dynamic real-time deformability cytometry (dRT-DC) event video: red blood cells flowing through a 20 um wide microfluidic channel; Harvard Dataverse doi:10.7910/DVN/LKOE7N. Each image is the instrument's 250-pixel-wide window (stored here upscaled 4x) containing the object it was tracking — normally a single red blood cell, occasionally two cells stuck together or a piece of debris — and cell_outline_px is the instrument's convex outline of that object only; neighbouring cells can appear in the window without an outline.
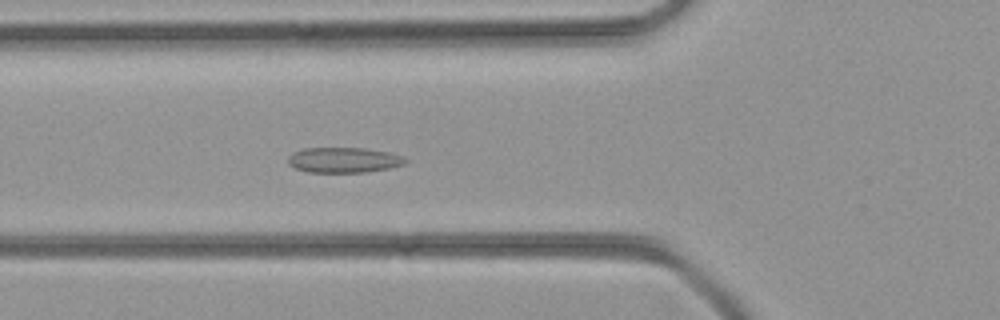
{"species": "common noctule bat (a hibernating species)", "species_latin": "Nyctalus noctula", "temperature_condition": "room temperature", "stored_images_in_passage": 44, "camera_frame_rate_fps": 3000, "um_per_image_px": 0.085, "animal": {"sex": "female", "body_mass_g": 21.9}, "frame": {"image": 1, "passage_image": 16, "time_ms": 5.0, "image_size_px": [1000, 320], "cell_outline_px": [[408, 160], [404, 164], [388, 168], [364, 172], [308, 172], [296, 168], [288, 164], [288, 156], [292, 152], [304, 148], [364, 148], [388, 152], [404, 156]], "centroid_in_image_um": [29.2, 13.59], "position_along_channel_um": 96.6, "area_um2": 17.28}}
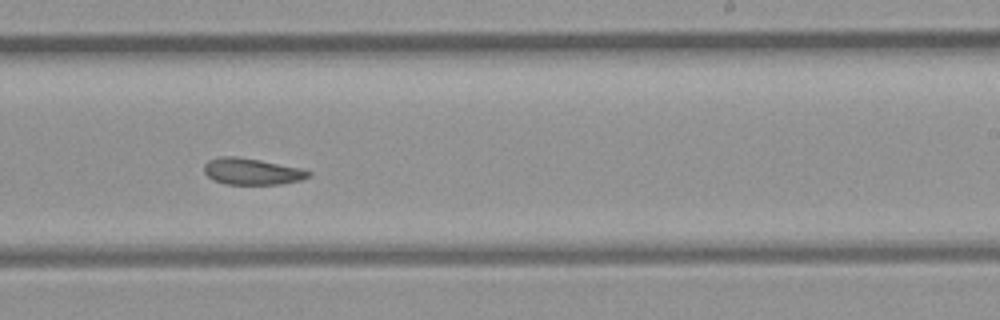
{"frame": {"image": 2, "passage_image": 27, "time_ms": 8.667, "image_size_px": [1000, 320], "cell_outline_px": [[312, 172], [308, 176], [300, 180], [280, 184], [224, 184], [212, 180], [204, 172], [204, 164], [208, 160], [220, 156], [236, 156], [260, 160], [304, 168]], "centroid_in_image_um": [21.39, 14.57], "position_along_channel_um": 267.6, "area_um2": 16.24}}
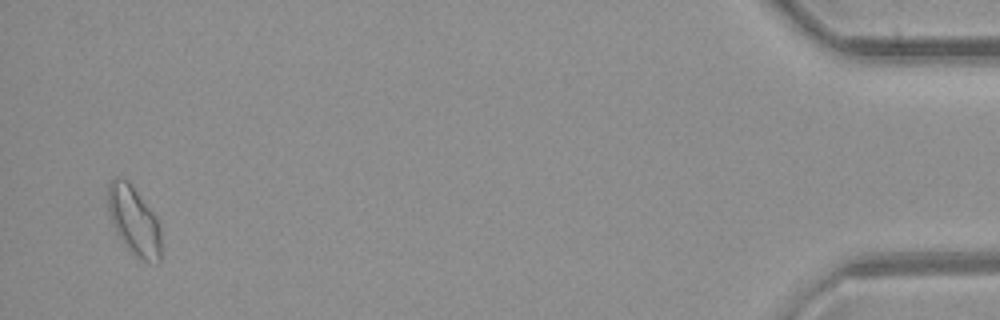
{"frame": {"image": 3, "passage_image": 43, "time_ms": 14.0, "image_size_px": [1000, 320], "cell_outline_px": [[160, 264], [156, 264], [144, 260], [124, 244], [112, 220], [108, 208], [108, 180], [112, 176], [116, 176], [128, 180], [156, 216], [160, 224]], "centroid_in_image_um": [11.4, 18.7], "position_along_channel_um": 423.8, "area_um2": 20.98}}